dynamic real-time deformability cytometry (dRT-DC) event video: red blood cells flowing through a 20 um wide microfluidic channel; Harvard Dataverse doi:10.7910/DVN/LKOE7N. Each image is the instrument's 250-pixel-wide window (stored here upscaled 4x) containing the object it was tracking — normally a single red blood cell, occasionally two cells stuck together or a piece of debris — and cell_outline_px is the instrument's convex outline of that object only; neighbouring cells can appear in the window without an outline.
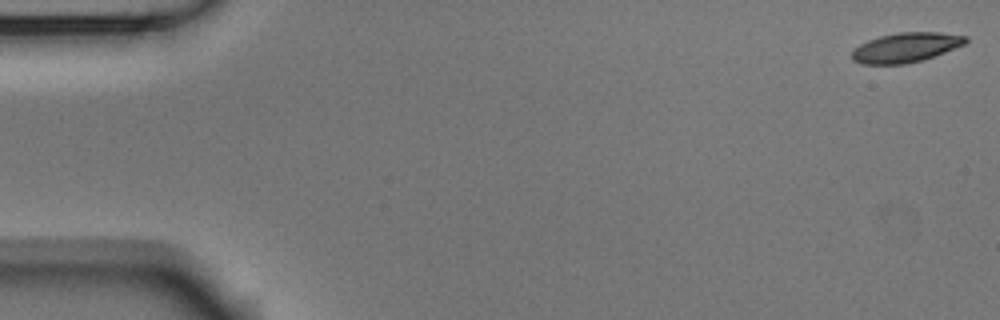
{"species": "Egyptian fruit bat (a non-hibernating species)", "species_latin": "Rousettus aegyptiacus", "temperature_condition": "room temperature", "stored_images_in_passage": 54, "camera_frame_rate_fps": 3000, "um_per_image_px": 0.085, "animal": {"sex": "male"}, "frame": {"image": 1, "passage_image": 1, "time_ms": 0.0, "image_size_px": [1000, 320], "cell_outline_px": [[968, 40], [964, 44], [924, 60], [904, 64], [860, 64], [852, 60], [852, 52], [860, 44], [868, 40], [880, 36], [900, 32], [936, 32], [968, 36]], "centroid_in_image_um": [76.99, 4.04], "position_along_channel_um": 8.0, "area_um2": 19.54}}
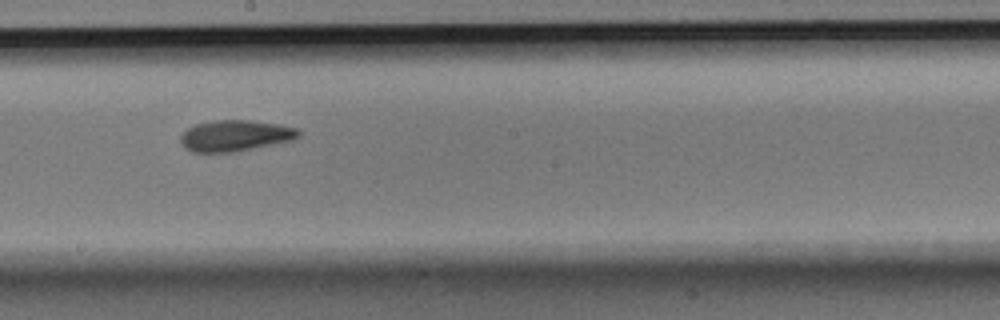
{"frame": {"image": 2, "passage_image": 30, "time_ms": 9.667, "image_size_px": [1000, 320], "cell_outline_px": [[300, 136], [292, 140], [232, 152], [192, 152], [184, 148], [180, 140], [180, 136], [188, 128], [196, 124], [216, 120], [252, 120], [280, 124], [296, 128], [300, 132]], "centroid_in_image_um": [19.98, 11.52], "position_along_channel_um": 228.2, "area_um2": 21.27}}
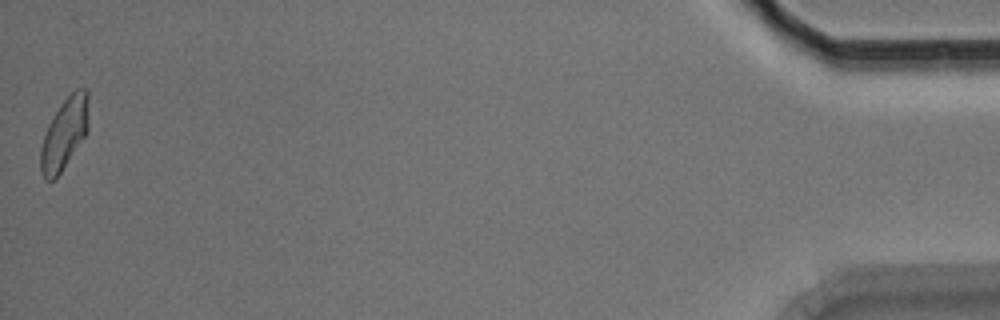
{"frame": {"image": 3, "passage_image": 54, "time_ms": 17.667, "image_size_px": [1000, 320], "cell_outline_px": [[88, 128], [84, 136], [60, 172], [52, 180], [44, 180], [40, 168], [40, 148], [48, 124], [64, 100], [76, 88], [88, 88]], "centroid_in_image_um": [5.47, 11.33], "position_along_channel_um": 429.7, "area_um2": 19.54}, "authors_computed_cell_mechanics": {"area_um2": 20.5768, "velocity_mm_per_s": 3.7033, "shape_relaxation_time_tau1_ms": 7.9835, "shape_relaxation_time_tau2_ms": 5.4058, "deformation_change_tau1": 0.1951, "deformation_change_tau2": 0.1281}}